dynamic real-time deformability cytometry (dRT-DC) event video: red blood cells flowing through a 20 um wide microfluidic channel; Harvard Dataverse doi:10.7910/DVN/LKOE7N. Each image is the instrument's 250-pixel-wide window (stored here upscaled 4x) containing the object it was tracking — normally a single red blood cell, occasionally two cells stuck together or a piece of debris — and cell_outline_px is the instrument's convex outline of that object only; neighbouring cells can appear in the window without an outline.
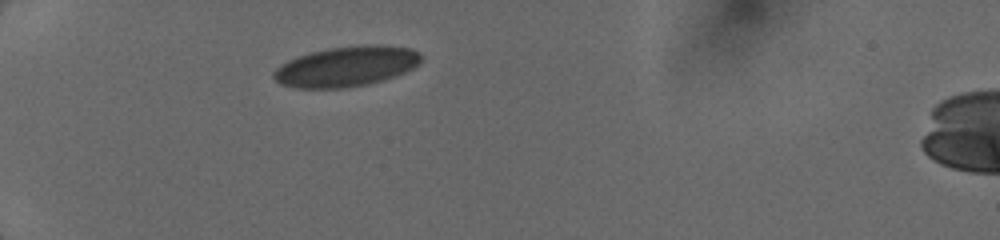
{"species": "human", "species_latin": "Homo sapiens", "temperature_condition": "cold", "stored_images_in_passage": 22, "camera_frame_rate_fps": 3000, "um_per_image_px": 0.085, "donor": {"sex": "female"}, "frame": {"image": 1, "passage_image": 1, "time_ms": 0.0, "image_size_px": [1000, 240], "cell_outline_px": [[420, 60], [412, 68], [404, 72], [368, 84], [344, 88], [296, 88], [280, 84], [272, 76], [272, 72], [280, 64], [296, 56], [328, 48], [364, 44], [388, 44], [412, 48], [420, 52]], "centroid_in_image_um": [29.41, 5.63], "position_along_channel_um": 55.6, "area_um2": 34.68}}
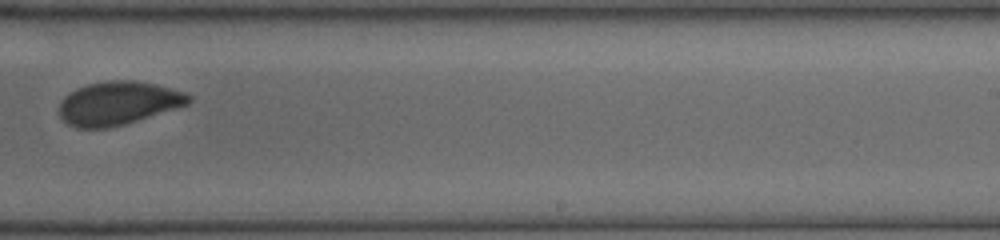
{"frame": {"image": 2, "passage_image": 12, "time_ms": 6.0, "image_size_px": [1000, 240], "cell_outline_px": [[192, 100], [188, 104], [124, 124], [108, 128], [76, 128], [68, 124], [60, 116], [60, 100], [68, 92], [76, 88], [88, 84], [112, 80], [136, 80], [156, 84], [184, 92], [192, 96]], "centroid_in_image_um": [10.02, 8.76], "position_along_channel_um": 279.0, "area_um2": 32.66}}
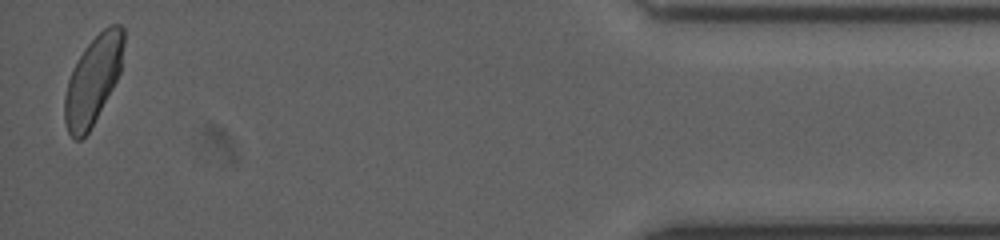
{"frame": {"image": 3, "passage_image": 22, "time_ms": 11.0, "image_size_px": [1000, 240], "cell_outline_px": [[124, 44], [120, 72], [112, 88], [88, 132], [80, 140], [76, 140], [68, 132], [64, 120], [64, 96], [68, 80], [84, 48], [104, 28], [112, 24], [120, 24], [124, 28]], "centroid_in_image_um": [7.91, 6.79], "position_along_channel_um": 427.3, "area_um2": 29.71}}